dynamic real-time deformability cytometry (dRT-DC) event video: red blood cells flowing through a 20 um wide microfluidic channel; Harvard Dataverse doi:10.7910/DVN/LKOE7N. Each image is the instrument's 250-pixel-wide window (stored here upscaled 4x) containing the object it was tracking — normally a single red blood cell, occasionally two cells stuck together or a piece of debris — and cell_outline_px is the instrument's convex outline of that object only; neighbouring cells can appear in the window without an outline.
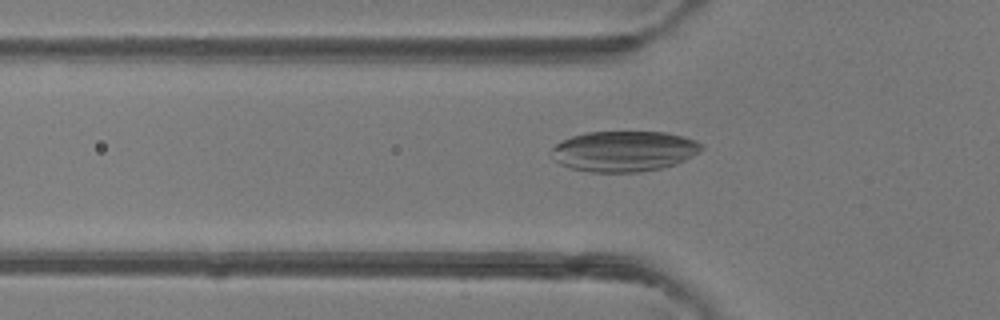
{"species": "common noctule bat (a hibernating species)", "species_latin": "Nyctalus noctula", "temperature_condition": "room temperature", "stored_images_in_passage": 29, "camera_frame_rate_fps": 3000, "um_per_image_px": 0.085, "animal": {"sex": "female"}, "frame": {"image": 1, "passage_image": 2, "time_ms": 0.333, "image_size_px": [1000, 320], "cell_outline_px": [[704, 148], [700, 152], [676, 164], [660, 168], [640, 172], [592, 172], [572, 168], [560, 164], [552, 160], [548, 152], [556, 144], [572, 136], [584, 132], [664, 132], [684, 136], [696, 140], [704, 144]], "centroid_in_image_um": [53.03, 12.85], "position_along_channel_um": 72.8, "area_um2": 35.78}}
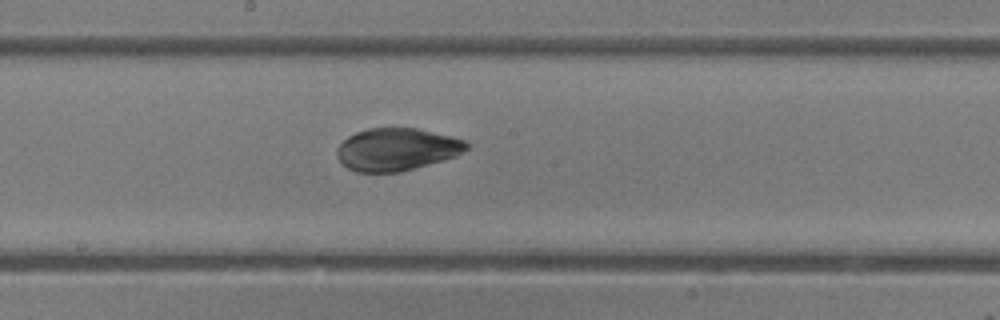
{"frame": {"image": 2, "passage_image": 12, "time_ms": 3.667, "image_size_px": [1000, 320], "cell_outline_px": [[468, 148], [456, 156], [400, 172], [356, 172], [348, 168], [336, 156], [336, 148], [348, 136], [356, 132], [368, 128], [416, 128], [452, 136], [464, 140], [468, 144]], "centroid_in_image_um": [33.7, 12.69], "position_along_channel_um": 214.5, "area_um2": 31.96}}
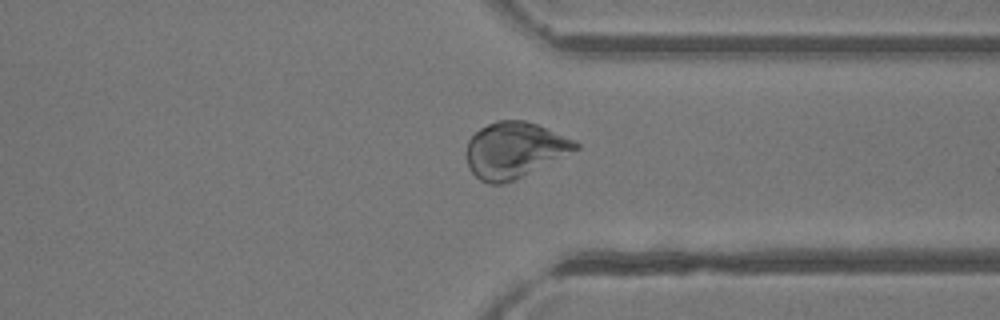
{"frame": {"image": 3, "passage_image": 23, "time_ms": 7.333, "image_size_px": [1000, 320], "cell_outline_px": [[580, 148], [512, 180], [500, 184], [488, 184], [480, 180], [468, 168], [468, 140], [480, 128], [488, 124], [500, 120], [524, 120], [536, 124], [572, 140], [580, 144]], "centroid_in_image_um": [43.69, 12.74], "position_along_channel_um": 367.7, "area_um2": 34.51}}